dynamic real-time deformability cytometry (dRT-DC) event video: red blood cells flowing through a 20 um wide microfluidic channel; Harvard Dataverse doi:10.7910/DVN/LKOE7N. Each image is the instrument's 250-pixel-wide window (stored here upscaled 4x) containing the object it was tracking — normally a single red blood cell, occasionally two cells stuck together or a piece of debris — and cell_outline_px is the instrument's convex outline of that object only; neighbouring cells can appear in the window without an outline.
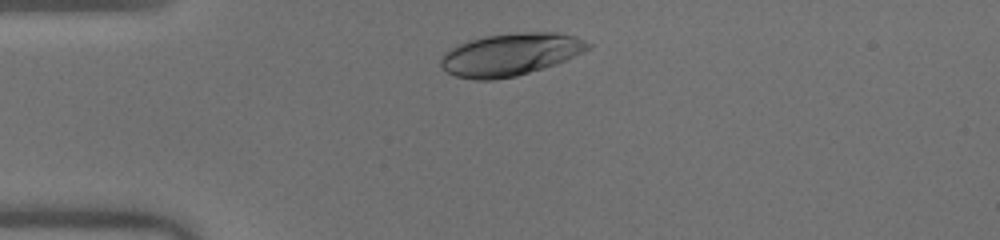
{"species": "human", "species_latin": "Homo sapiens", "temperature_condition": "warm", "stored_images_in_passage": 33, "camera_frame_rate_fps": 3000, "um_per_image_px": 0.085, "donor": {"sex": "male"}, "frame": {"image": 1, "passage_image": 4, "time_ms": 1.0, "image_size_px": [1000, 240], "cell_outline_px": [[592, 48], [564, 60], [516, 76], [496, 80], [476, 80], [456, 76], [444, 72], [440, 68], [440, 56], [444, 52], [460, 44], [484, 36], [516, 32], [556, 32], [576, 36], [592, 44]], "centroid_in_image_um": [43.35, 4.63], "position_along_channel_um": 41.7, "area_um2": 36.36}}
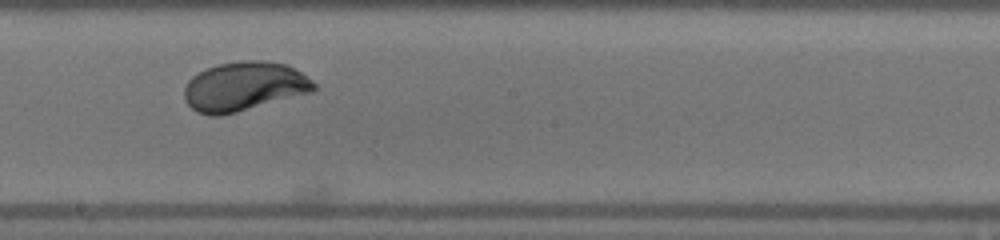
{"frame": {"image": 2, "passage_image": 20, "time_ms": 6.333, "image_size_px": [1000, 240], "cell_outline_px": [[316, 88], [312, 92], [236, 112], [220, 116], [212, 116], [196, 112], [184, 100], [184, 88], [188, 80], [192, 76], [208, 68], [220, 64], [240, 60], [264, 60], [288, 64], [312, 80], [316, 84]], "centroid_in_image_um": [20.74, 7.34], "position_along_channel_um": 227.5, "area_um2": 37.17}}
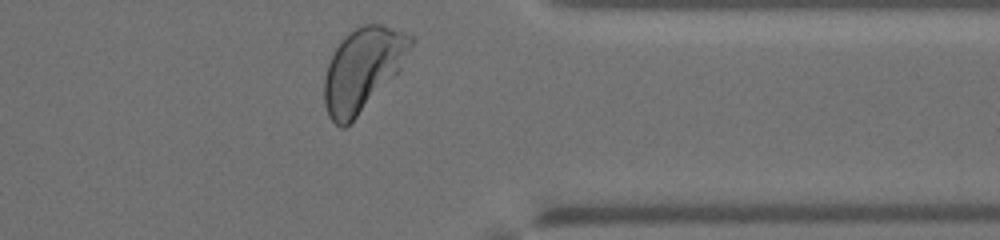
{"frame": {"image": 3, "passage_image": 32, "time_ms": 10.333, "image_size_px": [1000, 240], "cell_outline_px": [[412, 44], [400, 68], [356, 116], [344, 128], [340, 128], [328, 116], [324, 104], [324, 76], [328, 64], [336, 48], [344, 36], [356, 28], [364, 24], [380, 24], [404, 32], [412, 36]], "centroid_in_image_um": [30.78, 5.87], "position_along_channel_um": 380.6, "area_um2": 40.58}, "authors_computed_cell_mechanics": {"area_um2": 36.7608, "velocity_mm_per_s": 4.0204, "shape_relaxation_time_tau1_ms": 2.4809, "shape_relaxation_time_tau2_ms": null, "deformation_change_tau1": 0.1797, "deformation_change_tau2": null}}